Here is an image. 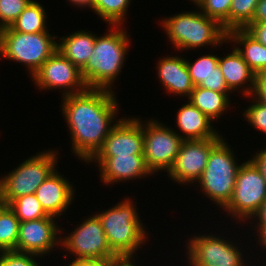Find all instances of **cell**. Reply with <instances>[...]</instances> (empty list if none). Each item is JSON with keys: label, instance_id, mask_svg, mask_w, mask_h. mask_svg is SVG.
I'll list each match as a JSON object with an SVG mask.
<instances>
[{"label": "cell", "instance_id": "277c9868", "mask_svg": "<svg viewBox=\"0 0 266 266\" xmlns=\"http://www.w3.org/2000/svg\"><path fill=\"white\" fill-rule=\"evenodd\" d=\"M160 24L173 48L176 47L175 50L179 52L195 48L199 50L206 46L216 48L230 43L227 39V31L222 25L217 20L207 17L199 9L173 14L162 19Z\"/></svg>", "mask_w": 266, "mask_h": 266}, {"label": "cell", "instance_id": "8d00e7d4", "mask_svg": "<svg viewBox=\"0 0 266 266\" xmlns=\"http://www.w3.org/2000/svg\"><path fill=\"white\" fill-rule=\"evenodd\" d=\"M249 159L260 170L262 177L266 181V151L263 148H261V151L259 150L252 158Z\"/></svg>", "mask_w": 266, "mask_h": 266}, {"label": "cell", "instance_id": "d4e9b609", "mask_svg": "<svg viewBox=\"0 0 266 266\" xmlns=\"http://www.w3.org/2000/svg\"><path fill=\"white\" fill-rule=\"evenodd\" d=\"M46 18L45 8L38 1L32 0L10 25V28L22 33L48 32Z\"/></svg>", "mask_w": 266, "mask_h": 266}, {"label": "cell", "instance_id": "2e32d148", "mask_svg": "<svg viewBox=\"0 0 266 266\" xmlns=\"http://www.w3.org/2000/svg\"><path fill=\"white\" fill-rule=\"evenodd\" d=\"M97 163L100 170V181L108 185L136 180L152 176L147 168L143 154H131L130 156L92 157L87 163ZM116 182V183H114Z\"/></svg>", "mask_w": 266, "mask_h": 266}, {"label": "cell", "instance_id": "7402d4cb", "mask_svg": "<svg viewBox=\"0 0 266 266\" xmlns=\"http://www.w3.org/2000/svg\"><path fill=\"white\" fill-rule=\"evenodd\" d=\"M58 38L60 41L57 50L81 71L93 53L95 34L90 31L79 30L68 34V36H59Z\"/></svg>", "mask_w": 266, "mask_h": 266}, {"label": "cell", "instance_id": "e575fe53", "mask_svg": "<svg viewBox=\"0 0 266 266\" xmlns=\"http://www.w3.org/2000/svg\"><path fill=\"white\" fill-rule=\"evenodd\" d=\"M252 96L266 105V70L256 75L255 88Z\"/></svg>", "mask_w": 266, "mask_h": 266}, {"label": "cell", "instance_id": "4316f807", "mask_svg": "<svg viewBox=\"0 0 266 266\" xmlns=\"http://www.w3.org/2000/svg\"><path fill=\"white\" fill-rule=\"evenodd\" d=\"M132 0H94L95 13L109 27L122 26ZM123 22V23H122Z\"/></svg>", "mask_w": 266, "mask_h": 266}, {"label": "cell", "instance_id": "9c48e42d", "mask_svg": "<svg viewBox=\"0 0 266 266\" xmlns=\"http://www.w3.org/2000/svg\"><path fill=\"white\" fill-rule=\"evenodd\" d=\"M81 223L76 224V229L71 233L60 237V250L63 248L67 254L71 253L72 256H75L72 262L119 259L111 250L102 223L96 213Z\"/></svg>", "mask_w": 266, "mask_h": 266}, {"label": "cell", "instance_id": "f546056e", "mask_svg": "<svg viewBox=\"0 0 266 266\" xmlns=\"http://www.w3.org/2000/svg\"><path fill=\"white\" fill-rule=\"evenodd\" d=\"M232 0H197L194 5L209 18L217 20L229 31V12Z\"/></svg>", "mask_w": 266, "mask_h": 266}, {"label": "cell", "instance_id": "1f68e13d", "mask_svg": "<svg viewBox=\"0 0 266 266\" xmlns=\"http://www.w3.org/2000/svg\"><path fill=\"white\" fill-rule=\"evenodd\" d=\"M247 97L252 99V104L244 110L242 116L255 130L266 135V105L252 95Z\"/></svg>", "mask_w": 266, "mask_h": 266}, {"label": "cell", "instance_id": "6da1fadb", "mask_svg": "<svg viewBox=\"0 0 266 266\" xmlns=\"http://www.w3.org/2000/svg\"><path fill=\"white\" fill-rule=\"evenodd\" d=\"M61 101V113L69 128L73 156L87 163L118 122L116 95L111 90L87 88L81 93L64 96Z\"/></svg>", "mask_w": 266, "mask_h": 266}, {"label": "cell", "instance_id": "b9f144b4", "mask_svg": "<svg viewBox=\"0 0 266 266\" xmlns=\"http://www.w3.org/2000/svg\"><path fill=\"white\" fill-rule=\"evenodd\" d=\"M197 0H190V2H192L193 4L196 2Z\"/></svg>", "mask_w": 266, "mask_h": 266}, {"label": "cell", "instance_id": "4dcf8cb0", "mask_svg": "<svg viewBox=\"0 0 266 266\" xmlns=\"http://www.w3.org/2000/svg\"><path fill=\"white\" fill-rule=\"evenodd\" d=\"M32 0H0V30L10 25Z\"/></svg>", "mask_w": 266, "mask_h": 266}, {"label": "cell", "instance_id": "ac0fdd59", "mask_svg": "<svg viewBox=\"0 0 266 266\" xmlns=\"http://www.w3.org/2000/svg\"><path fill=\"white\" fill-rule=\"evenodd\" d=\"M156 69H158L157 77L160 83L165 87L167 93L178 97H190L194 89L191 81L188 67L182 56H164L159 58Z\"/></svg>", "mask_w": 266, "mask_h": 266}, {"label": "cell", "instance_id": "3957f363", "mask_svg": "<svg viewBox=\"0 0 266 266\" xmlns=\"http://www.w3.org/2000/svg\"><path fill=\"white\" fill-rule=\"evenodd\" d=\"M134 204V200L128 197L96 214L111 250L121 259H135L138 248L141 249L148 238Z\"/></svg>", "mask_w": 266, "mask_h": 266}, {"label": "cell", "instance_id": "83f0119b", "mask_svg": "<svg viewBox=\"0 0 266 266\" xmlns=\"http://www.w3.org/2000/svg\"><path fill=\"white\" fill-rule=\"evenodd\" d=\"M8 206L13 210L20 222L38 220L49 216L42 208L35 194L16 198Z\"/></svg>", "mask_w": 266, "mask_h": 266}, {"label": "cell", "instance_id": "5b68a950", "mask_svg": "<svg viewBox=\"0 0 266 266\" xmlns=\"http://www.w3.org/2000/svg\"><path fill=\"white\" fill-rule=\"evenodd\" d=\"M231 146L221 139L212 149L205 170L197 183L202 193L220 208L232 198L240 164Z\"/></svg>", "mask_w": 266, "mask_h": 266}, {"label": "cell", "instance_id": "836d02e7", "mask_svg": "<svg viewBox=\"0 0 266 266\" xmlns=\"http://www.w3.org/2000/svg\"><path fill=\"white\" fill-rule=\"evenodd\" d=\"M252 220H256L258 222H255V227L252 229H257V236L258 239L257 243L259 244V248H263V250H266V200L264 201L260 211L252 218Z\"/></svg>", "mask_w": 266, "mask_h": 266}, {"label": "cell", "instance_id": "4fadbf2b", "mask_svg": "<svg viewBox=\"0 0 266 266\" xmlns=\"http://www.w3.org/2000/svg\"><path fill=\"white\" fill-rule=\"evenodd\" d=\"M223 138L183 141L172 167L167 172L175 183L187 185L195 183L201 177L211 152V149Z\"/></svg>", "mask_w": 266, "mask_h": 266}, {"label": "cell", "instance_id": "484cf974", "mask_svg": "<svg viewBox=\"0 0 266 266\" xmlns=\"http://www.w3.org/2000/svg\"><path fill=\"white\" fill-rule=\"evenodd\" d=\"M20 221L6 204L0 206V252L17 251Z\"/></svg>", "mask_w": 266, "mask_h": 266}, {"label": "cell", "instance_id": "d6a6232c", "mask_svg": "<svg viewBox=\"0 0 266 266\" xmlns=\"http://www.w3.org/2000/svg\"><path fill=\"white\" fill-rule=\"evenodd\" d=\"M39 257L33 253L19 252L16 250L0 252V266H41L37 263Z\"/></svg>", "mask_w": 266, "mask_h": 266}, {"label": "cell", "instance_id": "9a60e30c", "mask_svg": "<svg viewBox=\"0 0 266 266\" xmlns=\"http://www.w3.org/2000/svg\"><path fill=\"white\" fill-rule=\"evenodd\" d=\"M56 217L48 216L38 220L24 221L19 224V236L17 240V251L33 253L40 258L43 255L60 246V232ZM42 256V257H41Z\"/></svg>", "mask_w": 266, "mask_h": 266}, {"label": "cell", "instance_id": "d6986e66", "mask_svg": "<svg viewBox=\"0 0 266 266\" xmlns=\"http://www.w3.org/2000/svg\"><path fill=\"white\" fill-rule=\"evenodd\" d=\"M218 65L232 93L236 90L239 91V93L241 91V94H244V98L245 96L247 98V96L253 94L256 74L250 69L249 65L235 47L229 54L227 53L226 56L219 57ZM240 88L241 90H239Z\"/></svg>", "mask_w": 266, "mask_h": 266}, {"label": "cell", "instance_id": "74e56055", "mask_svg": "<svg viewBox=\"0 0 266 266\" xmlns=\"http://www.w3.org/2000/svg\"><path fill=\"white\" fill-rule=\"evenodd\" d=\"M251 22H266V0H259Z\"/></svg>", "mask_w": 266, "mask_h": 266}, {"label": "cell", "instance_id": "603a6c76", "mask_svg": "<svg viewBox=\"0 0 266 266\" xmlns=\"http://www.w3.org/2000/svg\"><path fill=\"white\" fill-rule=\"evenodd\" d=\"M227 39L237 46L235 48L256 75L266 70V46L261 44L245 28L228 31Z\"/></svg>", "mask_w": 266, "mask_h": 266}, {"label": "cell", "instance_id": "cb8c5ba5", "mask_svg": "<svg viewBox=\"0 0 266 266\" xmlns=\"http://www.w3.org/2000/svg\"><path fill=\"white\" fill-rule=\"evenodd\" d=\"M231 92H216L210 89L194 86L188 100L204 113L210 120H217L231 107Z\"/></svg>", "mask_w": 266, "mask_h": 266}, {"label": "cell", "instance_id": "44dd1931", "mask_svg": "<svg viewBox=\"0 0 266 266\" xmlns=\"http://www.w3.org/2000/svg\"><path fill=\"white\" fill-rule=\"evenodd\" d=\"M218 61L219 56L212 53L199 56L195 62L185 58L193 85L216 92H232L225 82Z\"/></svg>", "mask_w": 266, "mask_h": 266}, {"label": "cell", "instance_id": "e0dca14e", "mask_svg": "<svg viewBox=\"0 0 266 266\" xmlns=\"http://www.w3.org/2000/svg\"><path fill=\"white\" fill-rule=\"evenodd\" d=\"M73 183L56 169L34 193L44 211L53 217L60 218L72 205L75 195ZM64 212V213H63Z\"/></svg>", "mask_w": 266, "mask_h": 266}, {"label": "cell", "instance_id": "5bb4252c", "mask_svg": "<svg viewBox=\"0 0 266 266\" xmlns=\"http://www.w3.org/2000/svg\"><path fill=\"white\" fill-rule=\"evenodd\" d=\"M103 145L93 157L130 156L143 154L144 135L141 118L131 116L117 119Z\"/></svg>", "mask_w": 266, "mask_h": 266}, {"label": "cell", "instance_id": "ab89813d", "mask_svg": "<svg viewBox=\"0 0 266 266\" xmlns=\"http://www.w3.org/2000/svg\"><path fill=\"white\" fill-rule=\"evenodd\" d=\"M67 266H107V260L104 261H84L71 262Z\"/></svg>", "mask_w": 266, "mask_h": 266}, {"label": "cell", "instance_id": "d590c367", "mask_svg": "<svg viewBox=\"0 0 266 266\" xmlns=\"http://www.w3.org/2000/svg\"><path fill=\"white\" fill-rule=\"evenodd\" d=\"M245 29L266 46V22H250Z\"/></svg>", "mask_w": 266, "mask_h": 266}, {"label": "cell", "instance_id": "60d3db41", "mask_svg": "<svg viewBox=\"0 0 266 266\" xmlns=\"http://www.w3.org/2000/svg\"><path fill=\"white\" fill-rule=\"evenodd\" d=\"M69 3H72V5H75V7H90L95 12V4L94 0H68Z\"/></svg>", "mask_w": 266, "mask_h": 266}, {"label": "cell", "instance_id": "30bf717a", "mask_svg": "<svg viewBox=\"0 0 266 266\" xmlns=\"http://www.w3.org/2000/svg\"><path fill=\"white\" fill-rule=\"evenodd\" d=\"M149 119L145 122L142 121L144 160L152 174H157L158 171H166L167 173L172 167L184 140L178 135V131L161 121H157V119Z\"/></svg>", "mask_w": 266, "mask_h": 266}, {"label": "cell", "instance_id": "ffe728a7", "mask_svg": "<svg viewBox=\"0 0 266 266\" xmlns=\"http://www.w3.org/2000/svg\"><path fill=\"white\" fill-rule=\"evenodd\" d=\"M175 118L180 132L178 135L184 141L216 138L220 133L212 125L213 121L189 100L179 108Z\"/></svg>", "mask_w": 266, "mask_h": 266}, {"label": "cell", "instance_id": "f1b7e54d", "mask_svg": "<svg viewBox=\"0 0 266 266\" xmlns=\"http://www.w3.org/2000/svg\"><path fill=\"white\" fill-rule=\"evenodd\" d=\"M259 0H232L229 12V31L245 28L252 20Z\"/></svg>", "mask_w": 266, "mask_h": 266}, {"label": "cell", "instance_id": "7c38bea8", "mask_svg": "<svg viewBox=\"0 0 266 266\" xmlns=\"http://www.w3.org/2000/svg\"><path fill=\"white\" fill-rule=\"evenodd\" d=\"M30 78L38 89H61V97L81 93L87 89L81 71L58 50Z\"/></svg>", "mask_w": 266, "mask_h": 266}, {"label": "cell", "instance_id": "f35d334b", "mask_svg": "<svg viewBox=\"0 0 266 266\" xmlns=\"http://www.w3.org/2000/svg\"><path fill=\"white\" fill-rule=\"evenodd\" d=\"M107 266H137L134 259H111L107 260ZM139 266V265H138Z\"/></svg>", "mask_w": 266, "mask_h": 266}, {"label": "cell", "instance_id": "ba28073f", "mask_svg": "<svg viewBox=\"0 0 266 266\" xmlns=\"http://www.w3.org/2000/svg\"><path fill=\"white\" fill-rule=\"evenodd\" d=\"M266 200V181L260 170L250 160L241 163L237 172L234 192L229 203L223 208L236 224L247 223L260 211Z\"/></svg>", "mask_w": 266, "mask_h": 266}, {"label": "cell", "instance_id": "8fae6325", "mask_svg": "<svg viewBox=\"0 0 266 266\" xmlns=\"http://www.w3.org/2000/svg\"><path fill=\"white\" fill-rule=\"evenodd\" d=\"M187 240L186 257L189 266H250L245 263L244 252H241L242 248L238 249L237 241L230 242L227 237H217L216 234H198Z\"/></svg>", "mask_w": 266, "mask_h": 266}, {"label": "cell", "instance_id": "8992f818", "mask_svg": "<svg viewBox=\"0 0 266 266\" xmlns=\"http://www.w3.org/2000/svg\"><path fill=\"white\" fill-rule=\"evenodd\" d=\"M57 37L49 32L22 33L10 27L3 28L0 30V57L23 63L32 77L57 51Z\"/></svg>", "mask_w": 266, "mask_h": 266}, {"label": "cell", "instance_id": "7a4b0ae2", "mask_svg": "<svg viewBox=\"0 0 266 266\" xmlns=\"http://www.w3.org/2000/svg\"><path fill=\"white\" fill-rule=\"evenodd\" d=\"M122 26H111L106 34H95L93 53L81 70L87 88L112 90L114 81L121 74L129 51V33Z\"/></svg>", "mask_w": 266, "mask_h": 266}, {"label": "cell", "instance_id": "52a82bcc", "mask_svg": "<svg viewBox=\"0 0 266 266\" xmlns=\"http://www.w3.org/2000/svg\"><path fill=\"white\" fill-rule=\"evenodd\" d=\"M57 151L45 150L21 162L0 177V201L8 205L21 196L34 194L38 187L57 169ZM58 156V157H57Z\"/></svg>", "mask_w": 266, "mask_h": 266}]
</instances>
